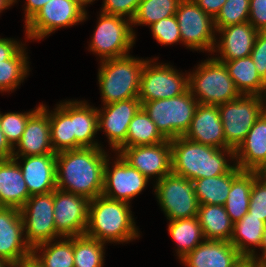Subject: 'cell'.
Listing matches in <instances>:
<instances>
[{
    "label": "cell",
    "mask_w": 266,
    "mask_h": 267,
    "mask_svg": "<svg viewBox=\"0 0 266 267\" xmlns=\"http://www.w3.org/2000/svg\"><path fill=\"white\" fill-rule=\"evenodd\" d=\"M109 155L102 147L56 153L57 189L94 199L102 195L104 167Z\"/></svg>",
    "instance_id": "cell-1"
},
{
    "label": "cell",
    "mask_w": 266,
    "mask_h": 267,
    "mask_svg": "<svg viewBox=\"0 0 266 267\" xmlns=\"http://www.w3.org/2000/svg\"><path fill=\"white\" fill-rule=\"evenodd\" d=\"M170 142L172 173L189 180L223 175L235 165L229 163L235 157L231 148H215L184 136L176 137Z\"/></svg>",
    "instance_id": "cell-2"
},
{
    "label": "cell",
    "mask_w": 266,
    "mask_h": 267,
    "mask_svg": "<svg viewBox=\"0 0 266 267\" xmlns=\"http://www.w3.org/2000/svg\"><path fill=\"white\" fill-rule=\"evenodd\" d=\"M130 203L101 195L89 202L88 222L84 235L103 243H124L139 238Z\"/></svg>",
    "instance_id": "cell-3"
},
{
    "label": "cell",
    "mask_w": 266,
    "mask_h": 267,
    "mask_svg": "<svg viewBox=\"0 0 266 267\" xmlns=\"http://www.w3.org/2000/svg\"><path fill=\"white\" fill-rule=\"evenodd\" d=\"M145 62L129 54L100 62L97 78L103 105L138 98Z\"/></svg>",
    "instance_id": "cell-4"
},
{
    "label": "cell",
    "mask_w": 266,
    "mask_h": 267,
    "mask_svg": "<svg viewBox=\"0 0 266 267\" xmlns=\"http://www.w3.org/2000/svg\"><path fill=\"white\" fill-rule=\"evenodd\" d=\"M188 74L189 89L198 104L220 105L242 95L229 76L225 64L216 60L214 55Z\"/></svg>",
    "instance_id": "cell-5"
},
{
    "label": "cell",
    "mask_w": 266,
    "mask_h": 267,
    "mask_svg": "<svg viewBox=\"0 0 266 267\" xmlns=\"http://www.w3.org/2000/svg\"><path fill=\"white\" fill-rule=\"evenodd\" d=\"M198 101L190 89L179 96L141 103V108L156 124L158 131L172 140L183 136L193 119Z\"/></svg>",
    "instance_id": "cell-6"
},
{
    "label": "cell",
    "mask_w": 266,
    "mask_h": 267,
    "mask_svg": "<svg viewBox=\"0 0 266 267\" xmlns=\"http://www.w3.org/2000/svg\"><path fill=\"white\" fill-rule=\"evenodd\" d=\"M99 16L89 43L90 51L97 54L100 61L128 55L136 41L131 20L103 12Z\"/></svg>",
    "instance_id": "cell-7"
},
{
    "label": "cell",
    "mask_w": 266,
    "mask_h": 267,
    "mask_svg": "<svg viewBox=\"0 0 266 267\" xmlns=\"http://www.w3.org/2000/svg\"><path fill=\"white\" fill-rule=\"evenodd\" d=\"M218 109L226 144L235 151L266 106L262 96L242 94L233 101L218 105Z\"/></svg>",
    "instance_id": "cell-8"
},
{
    "label": "cell",
    "mask_w": 266,
    "mask_h": 267,
    "mask_svg": "<svg viewBox=\"0 0 266 267\" xmlns=\"http://www.w3.org/2000/svg\"><path fill=\"white\" fill-rule=\"evenodd\" d=\"M155 182L156 199L169 221L197 216L199 203L192 180L171 172Z\"/></svg>",
    "instance_id": "cell-9"
},
{
    "label": "cell",
    "mask_w": 266,
    "mask_h": 267,
    "mask_svg": "<svg viewBox=\"0 0 266 267\" xmlns=\"http://www.w3.org/2000/svg\"><path fill=\"white\" fill-rule=\"evenodd\" d=\"M154 60L158 59H146L144 63L138 93L141 103L176 97L189 89V74L179 73L172 65Z\"/></svg>",
    "instance_id": "cell-10"
},
{
    "label": "cell",
    "mask_w": 266,
    "mask_h": 267,
    "mask_svg": "<svg viewBox=\"0 0 266 267\" xmlns=\"http://www.w3.org/2000/svg\"><path fill=\"white\" fill-rule=\"evenodd\" d=\"M175 16L182 44L189 50L213 53L218 38L212 16L205 13L193 0H181Z\"/></svg>",
    "instance_id": "cell-11"
},
{
    "label": "cell",
    "mask_w": 266,
    "mask_h": 267,
    "mask_svg": "<svg viewBox=\"0 0 266 267\" xmlns=\"http://www.w3.org/2000/svg\"><path fill=\"white\" fill-rule=\"evenodd\" d=\"M24 236L31 249L45 242L60 239L54 221V191L31 195L20 209Z\"/></svg>",
    "instance_id": "cell-12"
},
{
    "label": "cell",
    "mask_w": 266,
    "mask_h": 267,
    "mask_svg": "<svg viewBox=\"0 0 266 267\" xmlns=\"http://www.w3.org/2000/svg\"><path fill=\"white\" fill-rule=\"evenodd\" d=\"M87 10L74 0H51L26 24L28 39L40 40L57 29L74 26L88 18Z\"/></svg>",
    "instance_id": "cell-13"
},
{
    "label": "cell",
    "mask_w": 266,
    "mask_h": 267,
    "mask_svg": "<svg viewBox=\"0 0 266 267\" xmlns=\"http://www.w3.org/2000/svg\"><path fill=\"white\" fill-rule=\"evenodd\" d=\"M116 155L111 168L110 157L106 160L102 195L112 200L129 203L144 190L149 179L139 170L131 167L119 154Z\"/></svg>",
    "instance_id": "cell-14"
},
{
    "label": "cell",
    "mask_w": 266,
    "mask_h": 267,
    "mask_svg": "<svg viewBox=\"0 0 266 267\" xmlns=\"http://www.w3.org/2000/svg\"><path fill=\"white\" fill-rule=\"evenodd\" d=\"M90 200L84 196L54 190V221L62 237L84 235L88 222Z\"/></svg>",
    "instance_id": "cell-15"
},
{
    "label": "cell",
    "mask_w": 266,
    "mask_h": 267,
    "mask_svg": "<svg viewBox=\"0 0 266 267\" xmlns=\"http://www.w3.org/2000/svg\"><path fill=\"white\" fill-rule=\"evenodd\" d=\"M118 154L148 179L153 176L158 181L172 172L170 140L154 145L125 147Z\"/></svg>",
    "instance_id": "cell-16"
},
{
    "label": "cell",
    "mask_w": 266,
    "mask_h": 267,
    "mask_svg": "<svg viewBox=\"0 0 266 267\" xmlns=\"http://www.w3.org/2000/svg\"><path fill=\"white\" fill-rule=\"evenodd\" d=\"M141 109L138 98L113 102L98 109V131L105 132L110 148L116 151L127 138L128 126Z\"/></svg>",
    "instance_id": "cell-17"
},
{
    "label": "cell",
    "mask_w": 266,
    "mask_h": 267,
    "mask_svg": "<svg viewBox=\"0 0 266 267\" xmlns=\"http://www.w3.org/2000/svg\"><path fill=\"white\" fill-rule=\"evenodd\" d=\"M20 210L0 207V258L13 266L31 257L32 249L25 240Z\"/></svg>",
    "instance_id": "cell-18"
},
{
    "label": "cell",
    "mask_w": 266,
    "mask_h": 267,
    "mask_svg": "<svg viewBox=\"0 0 266 267\" xmlns=\"http://www.w3.org/2000/svg\"><path fill=\"white\" fill-rule=\"evenodd\" d=\"M12 158L22 171L30 195L46 194L57 188L56 154L12 156ZM19 159L23 163L21 161L19 163Z\"/></svg>",
    "instance_id": "cell-19"
},
{
    "label": "cell",
    "mask_w": 266,
    "mask_h": 267,
    "mask_svg": "<svg viewBox=\"0 0 266 267\" xmlns=\"http://www.w3.org/2000/svg\"><path fill=\"white\" fill-rule=\"evenodd\" d=\"M48 110L47 106L41 103L29 117L22 138L14 148L12 156L56 154L51 144Z\"/></svg>",
    "instance_id": "cell-20"
},
{
    "label": "cell",
    "mask_w": 266,
    "mask_h": 267,
    "mask_svg": "<svg viewBox=\"0 0 266 267\" xmlns=\"http://www.w3.org/2000/svg\"><path fill=\"white\" fill-rule=\"evenodd\" d=\"M183 136L215 148H230L225 141L218 105L198 104L190 126Z\"/></svg>",
    "instance_id": "cell-21"
},
{
    "label": "cell",
    "mask_w": 266,
    "mask_h": 267,
    "mask_svg": "<svg viewBox=\"0 0 266 267\" xmlns=\"http://www.w3.org/2000/svg\"><path fill=\"white\" fill-rule=\"evenodd\" d=\"M244 260L229 241L204 240L181 262L187 267H237Z\"/></svg>",
    "instance_id": "cell-22"
},
{
    "label": "cell",
    "mask_w": 266,
    "mask_h": 267,
    "mask_svg": "<svg viewBox=\"0 0 266 267\" xmlns=\"http://www.w3.org/2000/svg\"><path fill=\"white\" fill-rule=\"evenodd\" d=\"M258 32L249 22L218 29L216 33L221 35L216 40L213 53L219 52L220 56L215 55L214 58L223 63L249 56Z\"/></svg>",
    "instance_id": "cell-23"
},
{
    "label": "cell",
    "mask_w": 266,
    "mask_h": 267,
    "mask_svg": "<svg viewBox=\"0 0 266 267\" xmlns=\"http://www.w3.org/2000/svg\"><path fill=\"white\" fill-rule=\"evenodd\" d=\"M234 163L242 171H259L266 164V110L234 151Z\"/></svg>",
    "instance_id": "cell-24"
},
{
    "label": "cell",
    "mask_w": 266,
    "mask_h": 267,
    "mask_svg": "<svg viewBox=\"0 0 266 267\" xmlns=\"http://www.w3.org/2000/svg\"><path fill=\"white\" fill-rule=\"evenodd\" d=\"M30 196L18 163L13 158L0 160V207L20 210Z\"/></svg>",
    "instance_id": "cell-25"
},
{
    "label": "cell",
    "mask_w": 266,
    "mask_h": 267,
    "mask_svg": "<svg viewBox=\"0 0 266 267\" xmlns=\"http://www.w3.org/2000/svg\"><path fill=\"white\" fill-rule=\"evenodd\" d=\"M72 128L75 149L103 147L94 139L98 132V110L88 102L72 100Z\"/></svg>",
    "instance_id": "cell-26"
},
{
    "label": "cell",
    "mask_w": 266,
    "mask_h": 267,
    "mask_svg": "<svg viewBox=\"0 0 266 267\" xmlns=\"http://www.w3.org/2000/svg\"><path fill=\"white\" fill-rule=\"evenodd\" d=\"M242 172L234 165L226 174L194 180V192L199 205H225L232 181Z\"/></svg>",
    "instance_id": "cell-27"
},
{
    "label": "cell",
    "mask_w": 266,
    "mask_h": 267,
    "mask_svg": "<svg viewBox=\"0 0 266 267\" xmlns=\"http://www.w3.org/2000/svg\"><path fill=\"white\" fill-rule=\"evenodd\" d=\"M265 225L264 221L249 213L234 223L230 243L245 259H250L256 252L255 248L261 246Z\"/></svg>",
    "instance_id": "cell-28"
},
{
    "label": "cell",
    "mask_w": 266,
    "mask_h": 267,
    "mask_svg": "<svg viewBox=\"0 0 266 267\" xmlns=\"http://www.w3.org/2000/svg\"><path fill=\"white\" fill-rule=\"evenodd\" d=\"M50 136L55 153L75 149V134L72 128V101L59 102L54 111H48Z\"/></svg>",
    "instance_id": "cell-29"
},
{
    "label": "cell",
    "mask_w": 266,
    "mask_h": 267,
    "mask_svg": "<svg viewBox=\"0 0 266 267\" xmlns=\"http://www.w3.org/2000/svg\"><path fill=\"white\" fill-rule=\"evenodd\" d=\"M197 217L205 240L230 242L234 223L223 205H199Z\"/></svg>",
    "instance_id": "cell-30"
},
{
    "label": "cell",
    "mask_w": 266,
    "mask_h": 267,
    "mask_svg": "<svg viewBox=\"0 0 266 267\" xmlns=\"http://www.w3.org/2000/svg\"><path fill=\"white\" fill-rule=\"evenodd\" d=\"M241 94L263 96L266 82L257 73L251 56L223 62Z\"/></svg>",
    "instance_id": "cell-31"
},
{
    "label": "cell",
    "mask_w": 266,
    "mask_h": 267,
    "mask_svg": "<svg viewBox=\"0 0 266 267\" xmlns=\"http://www.w3.org/2000/svg\"><path fill=\"white\" fill-rule=\"evenodd\" d=\"M31 256L42 267H74V237H61L60 241L55 239L37 245Z\"/></svg>",
    "instance_id": "cell-32"
},
{
    "label": "cell",
    "mask_w": 266,
    "mask_h": 267,
    "mask_svg": "<svg viewBox=\"0 0 266 267\" xmlns=\"http://www.w3.org/2000/svg\"><path fill=\"white\" fill-rule=\"evenodd\" d=\"M258 171H242L233 181L224 205L233 223L240 221L248 213L250 193Z\"/></svg>",
    "instance_id": "cell-33"
},
{
    "label": "cell",
    "mask_w": 266,
    "mask_h": 267,
    "mask_svg": "<svg viewBox=\"0 0 266 267\" xmlns=\"http://www.w3.org/2000/svg\"><path fill=\"white\" fill-rule=\"evenodd\" d=\"M168 231L177 244L180 260L205 240L197 216L169 221Z\"/></svg>",
    "instance_id": "cell-34"
},
{
    "label": "cell",
    "mask_w": 266,
    "mask_h": 267,
    "mask_svg": "<svg viewBox=\"0 0 266 267\" xmlns=\"http://www.w3.org/2000/svg\"><path fill=\"white\" fill-rule=\"evenodd\" d=\"M165 140L156 124L141 108L128 126L126 141L115 152L117 154L125 147L154 145Z\"/></svg>",
    "instance_id": "cell-35"
},
{
    "label": "cell",
    "mask_w": 266,
    "mask_h": 267,
    "mask_svg": "<svg viewBox=\"0 0 266 267\" xmlns=\"http://www.w3.org/2000/svg\"><path fill=\"white\" fill-rule=\"evenodd\" d=\"M24 46L12 57L0 63V92L14 91L28 76L29 61Z\"/></svg>",
    "instance_id": "cell-36"
},
{
    "label": "cell",
    "mask_w": 266,
    "mask_h": 267,
    "mask_svg": "<svg viewBox=\"0 0 266 267\" xmlns=\"http://www.w3.org/2000/svg\"><path fill=\"white\" fill-rule=\"evenodd\" d=\"M181 0H142L131 20L133 26H150L175 15Z\"/></svg>",
    "instance_id": "cell-37"
},
{
    "label": "cell",
    "mask_w": 266,
    "mask_h": 267,
    "mask_svg": "<svg viewBox=\"0 0 266 267\" xmlns=\"http://www.w3.org/2000/svg\"><path fill=\"white\" fill-rule=\"evenodd\" d=\"M86 235L74 237V267H103L105 245Z\"/></svg>",
    "instance_id": "cell-38"
},
{
    "label": "cell",
    "mask_w": 266,
    "mask_h": 267,
    "mask_svg": "<svg viewBox=\"0 0 266 267\" xmlns=\"http://www.w3.org/2000/svg\"><path fill=\"white\" fill-rule=\"evenodd\" d=\"M250 0H227L214 18L215 29L248 22Z\"/></svg>",
    "instance_id": "cell-39"
},
{
    "label": "cell",
    "mask_w": 266,
    "mask_h": 267,
    "mask_svg": "<svg viewBox=\"0 0 266 267\" xmlns=\"http://www.w3.org/2000/svg\"><path fill=\"white\" fill-rule=\"evenodd\" d=\"M41 106L29 112H0V126L10 146L14 149L20 142L29 117Z\"/></svg>",
    "instance_id": "cell-40"
},
{
    "label": "cell",
    "mask_w": 266,
    "mask_h": 267,
    "mask_svg": "<svg viewBox=\"0 0 266 267\" xmlns=\"http://www.w3.org/2000/svg\"><path fill=\"white\" fill-rule=\"evenodd\" d=\"M155 40L162 45L182 43L178 21L175 15L159 20L149 26Z\"/></svg>",
    "instance_id": "cell-41"
},
{
    "label": "cell",
    "mask_w": 266,
    "mask_h": 267,
    "mask_svg": "<svg viewBox=\"0 0 266 267\" xmlns=\"http://www.w3.org/2000/svg\"><path fill=\"white\" fill-rule=\"evenodd\" d=\"M248 213L266 223V176L258 174L253 181Z\"/></svg>",
    "instance_id": "cell-42"
},
{
    "label": "cell",
    "mask_w": 266,
    "mask_h": 267,
    "mask_svg": "<svg viewBox=\"0 0 266 267\" xmlns=\"http://www.w3.org/2000/svg\"><path fill=\"white\" fill-rule=\"evenodd\" d=\"M141 1L142 0H104L101 12L124 18L127 17V19L132 20Z\"/></svg>",
    "instance_id": "cell-43"
},
{
    "label": "cell",
    "mask_w": 266,
    "mask_h": 267,
    "mask_svg": "<svg viewBox=\"0 0 266 267\" xmlns=\"http://www.w3.org/2000/svg\"><path fill=\"white\" fill-rule=\"evenodd\" d=\"M257 73L266 82V33L259 31L250 54Z\"/></svg>",
    "instance_id": "cell-44"
},
{
    "label": "cell",
    "mask_w": 266,
    "mask_h": 267,
    "mask_svg": "<svg viewBox=\"0 0 266 267\" xmlns=\"http://www.w3.org/2000/svg\"><path fill=\"white\" fill-rule=\"evenodd\" d=\"M248 22L257 30L266 28V0H250Z\"/></svg>",
    "instance_id": "cell-45"
},
{
    "label": "cell",
    "mask_w": 266,
    "mask_h": 267,
    "mask_svg": "<svg viewBox=\"0 0 266 267\" xmlns=\"http://www.w3.org/2000/svg\"><path fill=\"white\" fill-rule=\"evenodd\" d=\"M23 46L21 42L11 38H0V63L12 58Z\"/></svg>",
    "instance_id": "cell-46"
},
{
    "label": "cell",
    "mask_w": 266,
    "mask_h": 267,
    "mask_svg": "<svg viewBox=\"0 0 266 267\" xmlns=\"http://www.w3.org/2000/svg\"><path fill=\"white\" fill-rule=\"evenodd\" d=\"M205 13L215 18L227 0H193Z\"/></svg>",
    "instance_id": "cell-47"
},
{
    "label": "cell",
    "mask_w": 266,
    "mask_h": 267,
    "mask_svg": "<svg viewBox=\"0 0 266 267\" xmlns=\"http://www.w3.org/2000/svg\"><path fill=\"white\" fill-rule=\"evenodd\" d=\"M51 0H26L25 25Z\"/></svg>",
    "instance_id": "cell-48"
},
{
    "label": "cell",
    "mask_w": 266,
    "mask_h": 267,
    "mask_svg": "<svg viewBox=\"0 0 266 267\" xmlns=\"http://www.w3.org/2000/svg\"><path fill=\"white\" fill-rule=\"evenodd\" d=\"M13 148L10 146L0 126V160L10 159L13 155Z\"/></svg>",
    "instance_id": "cell-49"
},
{
    "label": "cell",
    "mask_w": 266,
    "mask_h": 267,
    "mask_svg": "<svg viewBox=\"0 0 266 267\" xmlns=\"http://www.w3.org/2000/svg\"><path fill=\"white\" fill-rule=\"evenodd\" d=\"M260 249L262 250V254L258 257V255L255 253L250 260L256 262L257 264H266V225L263 233V240L262 244L260 246Z\"/></svg>",
    "instance_id": "cell-50"
},
{
    "label": "cell",
    "mask_w": 266,
    "mask_h": 267,
    "mask_svg": "<svg viewBox=\"0 0 266 267\" xmlns=\"http://www.w3.org/2000/svg\"><path fill=\"white\" fill-rule=\"evenodd\" d=\"M15 267H42L32 256L26 260H23Z\"/></svg>",
    "instance_id": "cell-51"
},
{
    "label": "cell",
    "mask_w": 266,
    "mask_h": 267,
    "mask_svg": "<svg viewBox=\"0 0 266 267\" xmlns=\"http://www.w3.org/2000/svg\"><path fill=\"white\" fill-rule=\"evenodd\" d=\"M15 3V0H0V13L5 9H9Z\"/></svg>",
    "instance_id": "cell-52"
},
{
    "label": "cell",
    "mask_w": 266,
    "mask_h": 267,
    "mask_svg": "<svg viewBox=\"0 0 266 267\" xmlns=\"http://www.w3.org/2000/svg\"><path fill=\"white\" fill-rule=\"evenodd\" d=\"M74 1L85 9V6L87 7L88 4H91L95 0H74Z\"/></svg>",
    "instance_id": "cell-53"
},
{
    "label": "cell",
    "mask_w": 266,
    "mask_h": 267,
    "mask_svg": "<svg viewBox=\"0 0 266 267\" xmlns=\"http://www.w3.org/2000/svg\"><path fill=\"white\" fill-rule=\"evenodd\" d=\"M13 265L10 264L8 261L0 258V267H12Z\"/></svg>",
    "instance_id": "cell-54"
},
{
    "label": "cell",
    "mask_w": 266,
    "mask_h": 267,
    "mask_svg": "<svg viewBox=\"0 0 266 267\" xmlns=\"http://www.w3.org/2000/svg\"><path fill=\"white\" fill-rule=\"evenodd\" d=\"M237 267H250V259H245L240 265Z\"/></svg>",
    "instance_id": "cell-55"
},
{
    "label": "cell",
    "mask_w": 266,
    "mask_h": 267,
    "mask_svg": "<svg viewBox=\"0 0 266 267\" xmlns=\"http://www.w3.org/2000/svg\"><path fill=\"white\" fill-rule=\"evenodd\" d=\"M250 267H266V264H257L256 262L250 260Z\"/></svg>",
    "instance_id": "cell-56"
},
{
    "label": "cell",
    "mask_w": 266,
    "mask_h": 267,
    "mask_svg": "<svg viewBox=\"0 0 266 267\" xmlns=\"http://www.w3.org/2000/svg\"><path fill=\"white\" fill-rule=\"evenodd\" d=\"M260 175L266 176V164L258 171Z\"/></svg>",
    "instance_id": "cell-57"
},
{
    "label": "cell",
    "mask_w": 266,
    "mask_h": 267,
    "mask_svg": "<svg viewBox=\"0 0 266 267\" xmlns=\"http://www.w3.org/2000/svg\"><path fill=\"white\" fill-rule=\"evenodd\" d=\"M264 101H265V106H266V88H265V92H264V95L262 96Z\"/></svg>",
    "instance_id": "cell-58"
}]
</instances>
